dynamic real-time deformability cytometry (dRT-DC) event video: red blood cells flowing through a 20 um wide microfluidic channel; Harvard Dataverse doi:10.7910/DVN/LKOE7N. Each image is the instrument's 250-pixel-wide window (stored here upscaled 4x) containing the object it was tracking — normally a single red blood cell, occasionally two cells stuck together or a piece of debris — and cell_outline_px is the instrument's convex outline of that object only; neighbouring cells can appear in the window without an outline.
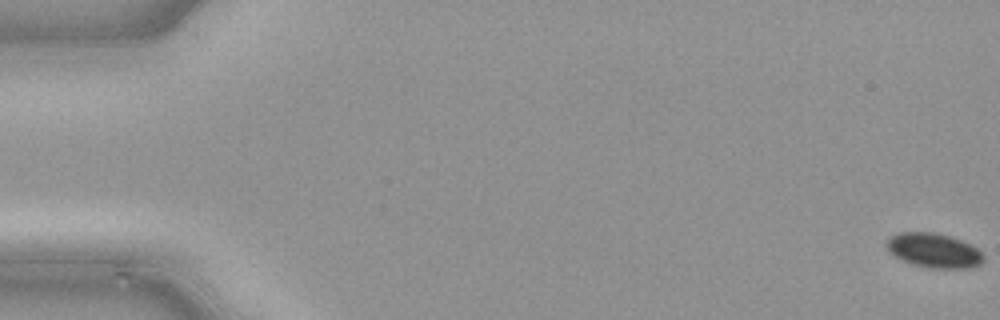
{"species": "common noctule bat (a hibernating species)", "species_latin": "Nyctalus noctula", "temperature_condition": "cold", "stored_images_in_passage": 50, "camera_frame_rate_fps": 3000, "um_per_image_px": 0.085, "animal": {"sex": "male", "body_mass_g": 21.5, "forearm_length_mm": 52.0}, "frame": {"image": 1, "passage_image": 1, "time_ms": 0.0, "image_size_px": [1000, 320], "cell_outline_px": [[984, 260], [980, 264], [968, 268], [928, 268], [912, 264], [888, 252], [884, 244], [892, 236], [900, 232], [932, 232], [948, 236], [960, 240], [976, 248], [984, 256]], "centroid_in_image_um": [79.35, 21.29], "position_along_channel_um": 5.7, "area_um2": 19.25}}
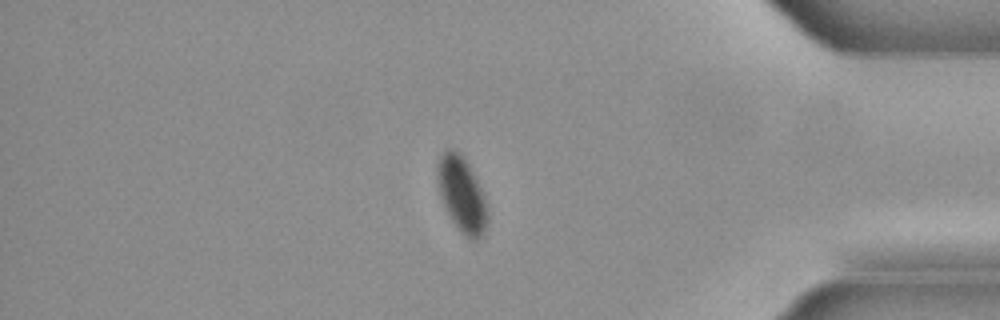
{"frame": {"image": 2, "passage_image": 43, "time_ms": 14.0, "image_size_px": [1000, 320], "cell_outline_px": [[488, 224], [484, 232], [476, 240], [472, 240], [464, 236], [460, 232], [452, 220], [444, 204], [440, 192], [436, 168], [436, 164], [440, 156], [448, 148], [452, 148], [460, 152], [464, 156], [480, 188], [488, 208]], "centroid_in_image_um": [39.26, 16.53], "position_along_channel_um": 395.9, "area_um2": 21.79}}
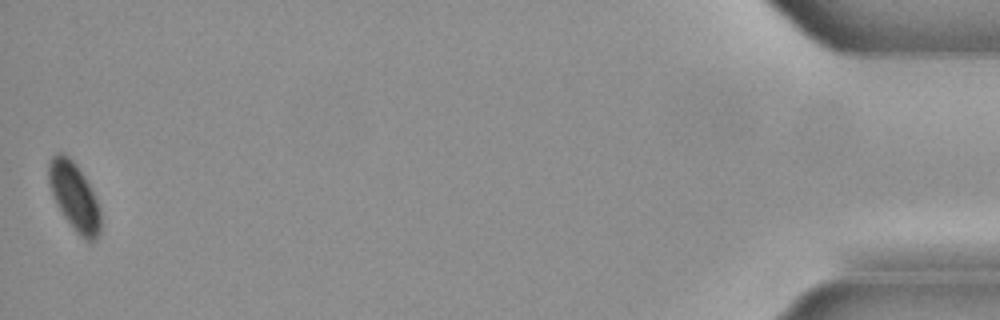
{"frame": {"image": 3, "passage_image": 50, "time_ms": 16.333, "image_size_px": [1000, 320], "cell_outline_px": [[100, 232], [96, 240], [88, 244], [76, 232], [64, 216], [56, 204], [48, 184], [48, 164], [52, 156], [56, 152], [60, 152], [68, 156], [76, 164], [84, 176], [96, 196], [100, 208]], "centroid_in_image_um": [6.32, 16.73], "position_along_channel_um": 428.9, "area_um2": 20.81}}